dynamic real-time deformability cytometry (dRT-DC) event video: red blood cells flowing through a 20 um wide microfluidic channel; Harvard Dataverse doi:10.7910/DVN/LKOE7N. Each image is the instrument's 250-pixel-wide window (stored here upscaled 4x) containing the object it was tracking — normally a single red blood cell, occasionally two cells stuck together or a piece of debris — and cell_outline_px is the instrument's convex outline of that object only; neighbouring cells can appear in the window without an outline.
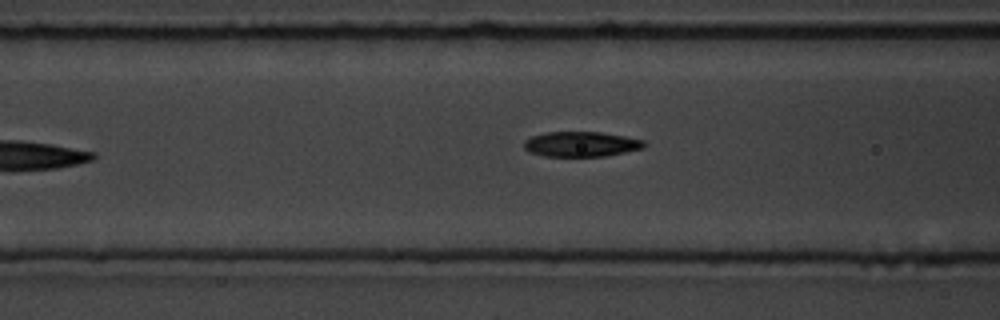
{"species": "common noctule bat (a hibernating species)", "species_latin": "Nyctalus noctula", "temperature_condition": "room temperature", "stored_images_in_passage": 8, "camera_frame_rate_fps": 3000, "um_per_image_px": 0.085, "animal": {"sex": "male", "body_mass_g": 19.5, "forearm_length_mm": 54.6}, "frame": {"image": 1, "passage_image": 7, "time_ms": 8.0, "image_size_px": [1000, 320], "cell_outline_px": [[648, 144], [644, 148], [604, 156], [544, 156], [528, 152], [524, 148], [524, 140], [532, 136], [548, 132], [600, 132], [624, 136], [644, 140]], "centroid_in_image_um": [49.4, 12.25], "position_along_channel_um": 117.2, "area_um2": 17.57}}
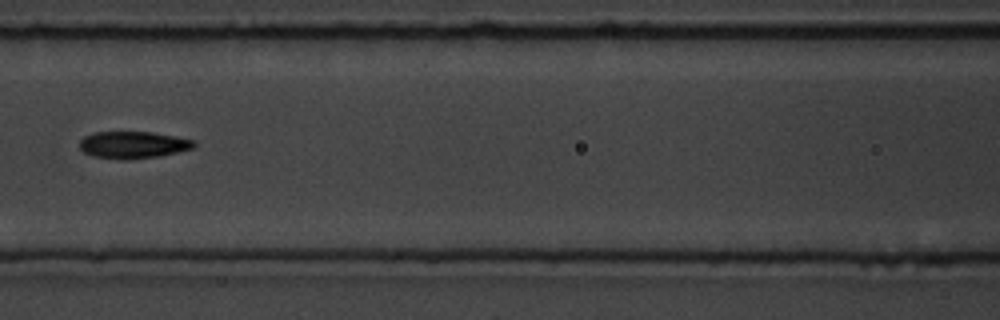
{"frame": {"image": 2, "passage_image": 8, "time_ms": 9.0, "image_size_px": [1000, 320], "cell_outline_px": [[196, 144], [192, 148], [160, 156], [128, 160], [124, 160], [96, 156], [84, 152], [80, 148], [80, 140], [84, 136], [96, 132], [152, 132], [192, 140]], "centroid_in_image_um": [11.28, 12.31], "position_along_channel_um": 155.3, "area_um2": 17.74}}